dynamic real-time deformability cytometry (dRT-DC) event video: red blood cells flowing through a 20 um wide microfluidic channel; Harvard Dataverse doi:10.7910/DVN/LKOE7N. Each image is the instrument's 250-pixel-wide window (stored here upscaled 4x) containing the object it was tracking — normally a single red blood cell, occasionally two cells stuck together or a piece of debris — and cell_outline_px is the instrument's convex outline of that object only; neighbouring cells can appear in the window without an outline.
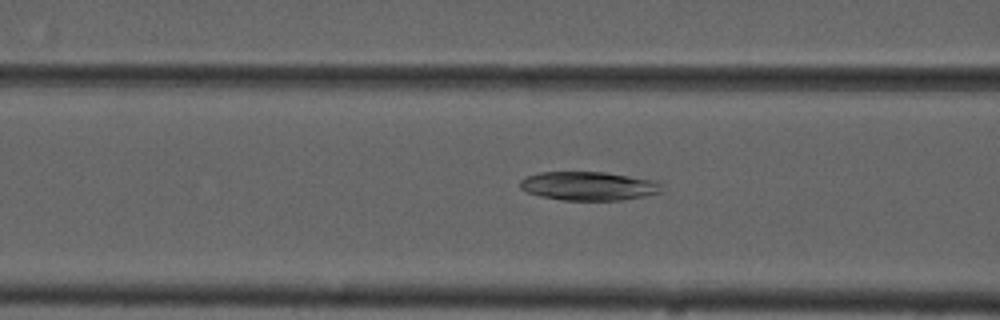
{"species": "common noctule bat (a hibernating species)", "species_latin": "Nyctalus noctula", "temperature_condition": "cold", "stored_images_in_passage": 45, "camera_frame_rate_fps": 3000, "um_per_image_px": 0.085, "animal": {"sex": "male", "forearm_length_mm": 52.5}, "frame": {"image": 1, "passage_image": 12, "time_ms": 3.667, "image_size_px": [1000, 320], "cell_outline_px": [[664, 192], [644, 196], [620, 200], [560, 200], [540, 196], [528, 192], [520, 188], [520, 180], [528, 176], [540, 172], [604, 172], [656, 180], [660, 184]], "centroid_in_image_um": [50.05, 15.81], "position_along_channel_um": 116.5, "area_um2": 23.76}}
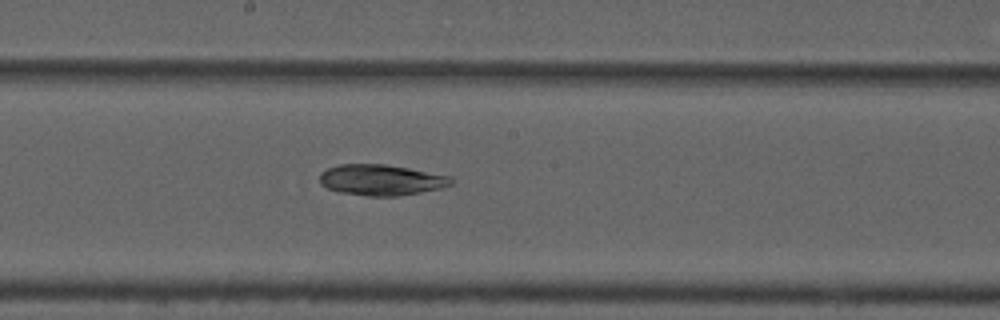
{"frame": {"image": 2, "passage_image": 20, "time_ms": 6.333, "image_size_px": [1000, 320], "cell_outline_px": [[456, 180], [452, 184], [440, 188], [420, 192], [396, 196], [368, 196], [340, 192], [328, 188], [320, 184], [320, 172], [328, 168], [340, 164], [384, 164], [408, 168], [452, 176]], "centroid_in_image_um": [32.42, 15.29], "position_along_channel_um": 215.8, "area_um2": 23.64}}
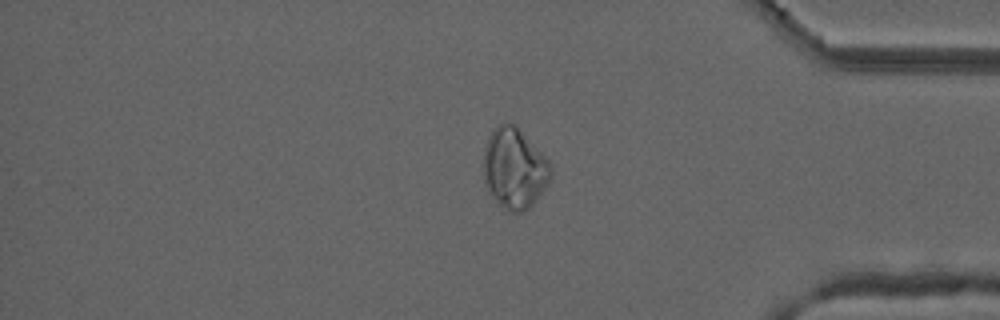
{"frame": {"image": 3, "passage_image": 36, "time_ms": 11.667, "image_size_px": [1000, 320], "cell_outline_px": [[552, 176], [548, 184], [536, 200], [524, 212], [508, 212], [492, 196], [484, 184], [484, 148], [488, 136], [492, 128], [504, 120], [516, 124], [548, 160], [552, 168]], "centroid_in_image_um": [43.72, 14.27], "position_along_channel_um": 391.5, "area_um2": 31.96}, "authors_computed_cell_mechanics": {"area_um2": 27.3972, "velocity_mm_per_s": 3.7094, "shape_relaxation_time_tau1_ms": null, "shape_relaxation_time_tau2_ms": 2.4229, "deformation_change_tau1": null, "deformation_change_tau2": 0.059}}